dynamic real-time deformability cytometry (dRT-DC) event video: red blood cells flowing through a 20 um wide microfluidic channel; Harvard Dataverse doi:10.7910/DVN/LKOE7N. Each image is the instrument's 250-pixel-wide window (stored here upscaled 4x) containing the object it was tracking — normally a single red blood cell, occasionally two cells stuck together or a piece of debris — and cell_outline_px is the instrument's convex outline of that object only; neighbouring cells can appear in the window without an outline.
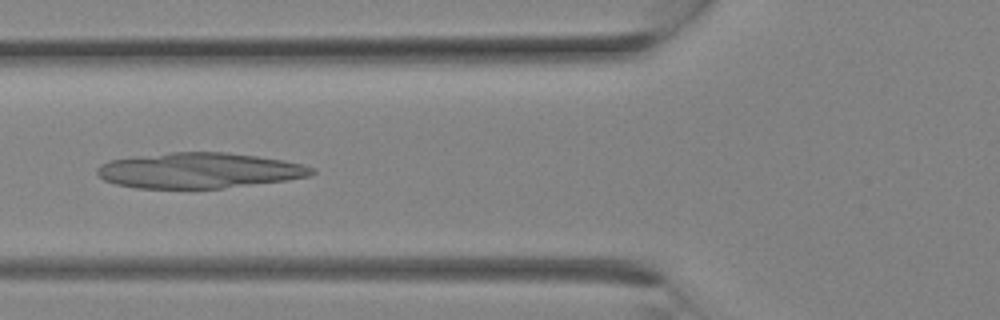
{"species": "Egyptian fruit bat (a non-hibernating species)", "species_latin": "Rousettus aegyptiacus", "temperature_condition": "room temperature", "stored_images_in_passage": 9, "camera_frame_rate_fps": 3000, "um_per_image_px": 0.085, "animal": {"sex": "female"}, "frame": {"image": 1, "passage_image": 6, "time_ms": 1.667, "image_size_px": [1000, 320], "cell_outline_px": [[316, 172], [308, 176], [288, 180], [220, 188], [136, 188], [116, 184], [104, 180], [96, 172], [96, 168], [100, 164], [108, 160], [136, 156], [172, 152], [224, 152], [256, 156], [284, 160], [304, 164], [316, 168]], "centroid_in_image_um": [16.93, 14.48], "position_along_channel_um": 108.9, "area_um2": 44.45}}
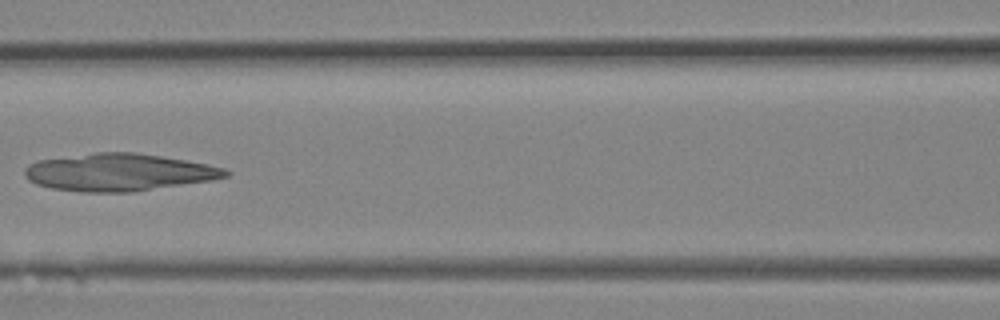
{"frame": {"image": 2, "passage_image": 8, "time_ms": 2.333, "image_size_px": [1000, 320], "cell_outline_px": [[232, 172], [228, 176], [212, 180], [132, 192], [80, 192], [52, 188], [36, 184], [28, 180], [24, 176], [24, 168], [28, 164], [40, 160], [96, 152], [136, 152], [208, 164], [224, 168]], "centroid_in_image_um": [10.09, 14.65], "position_along_channel_um": 156.5, "area_um2": 43.75}}